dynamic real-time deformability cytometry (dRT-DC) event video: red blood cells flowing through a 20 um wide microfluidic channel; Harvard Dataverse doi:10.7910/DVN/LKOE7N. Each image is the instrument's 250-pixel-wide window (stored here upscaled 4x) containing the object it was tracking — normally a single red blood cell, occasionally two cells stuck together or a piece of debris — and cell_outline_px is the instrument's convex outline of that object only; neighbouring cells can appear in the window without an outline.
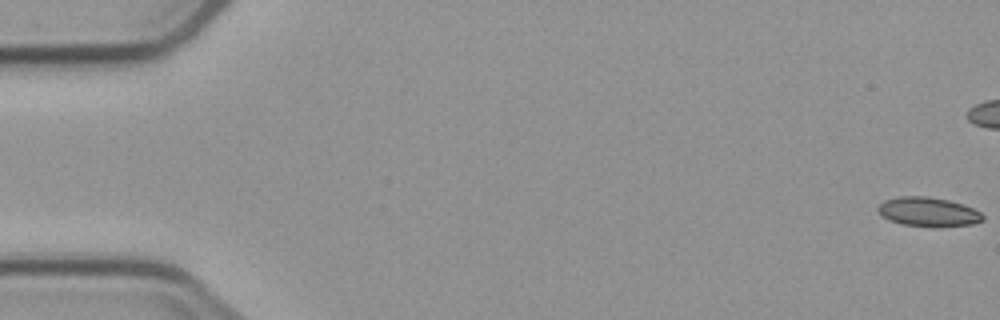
{"species": "common noctule bat (a hibernating species)", "species_latin": "Nyctalus noctula", "temperature_condition": "cold", "stored_images_in_passage": 3, "camera_frame_rate_fps": 3000, "um_per_image_px": 0.085, "animal": {"sex": "male", "body_mass_g": 23.1, "forearm_length_mm": 52.7}, "frame": {"image": 1, "passage_image": 1, "time_ms": 0.0, "image_size_px": [1000, 320], "cell_outline_px": [[984, 220], [972, 224], [940, 228], [936, 228], [900, 224], [888, 220], [880, 216], [876, 212], [876, 208], [884, 200], [900, 196], [924, 196], [948, 200], [964, 204], [980, 212], [984, 216]], "centroid_in_image_um": [78.87, 18.03], "position_along_channel_um": 6.1, "area_um2": 18.32}}